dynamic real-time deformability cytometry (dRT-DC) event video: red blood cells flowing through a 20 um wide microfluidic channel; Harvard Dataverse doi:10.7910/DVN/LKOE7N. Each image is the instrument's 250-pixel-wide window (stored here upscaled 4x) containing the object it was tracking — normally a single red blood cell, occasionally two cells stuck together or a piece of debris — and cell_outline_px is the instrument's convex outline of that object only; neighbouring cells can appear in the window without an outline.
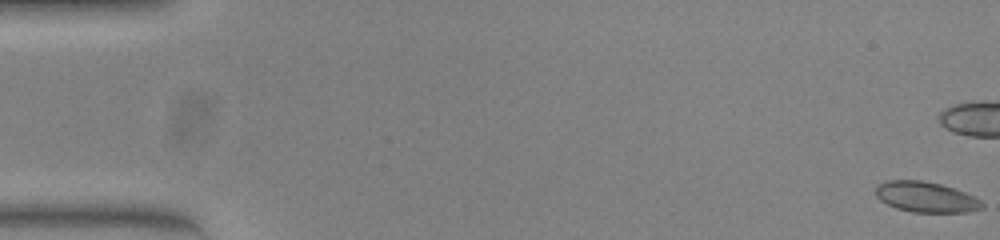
{"species": "common noctule bat (a hibernating species)", "species_latin": "Nyctalus noctula", "temperature_condition": "warm", "stored_images_in_passage": 55, "camera_frame_rate_fps": 3000, "um_per_image_px": 0.085, "animal": {"sex": "female", "body_mass_g": 23.0, "forearm_length_mm": 53.4}, "frame": {"image": 1, "passage_image": 1, "time_ms": 0.0, "image_size_px": [1000, 240], "cell_outline_px": [[984, 208], [964, 212], [912, 212], [896, 208], [880, 200], [876, 196], [876, 188], [880, 184], [888, 180], [920, 180], [940, 184], [964, 192], [980, 200], [984, 204]], "centroid_in_image_um": [78.7, 16.75], "position_along_channel_um": 6.3, "area_um2": 18.67}, "authors_computed_cell_mechanics": {"area_um2": 18.0914, "velocity_mm_per_s": 3.8362, "shape_relaxation_time_tau1_ms": 5.5777, "shape_relaxation_time_tau2_ms": 1.0948, "deformation_change_tau1": 0.1249, "deformation_change_tau2": 0.0398}}